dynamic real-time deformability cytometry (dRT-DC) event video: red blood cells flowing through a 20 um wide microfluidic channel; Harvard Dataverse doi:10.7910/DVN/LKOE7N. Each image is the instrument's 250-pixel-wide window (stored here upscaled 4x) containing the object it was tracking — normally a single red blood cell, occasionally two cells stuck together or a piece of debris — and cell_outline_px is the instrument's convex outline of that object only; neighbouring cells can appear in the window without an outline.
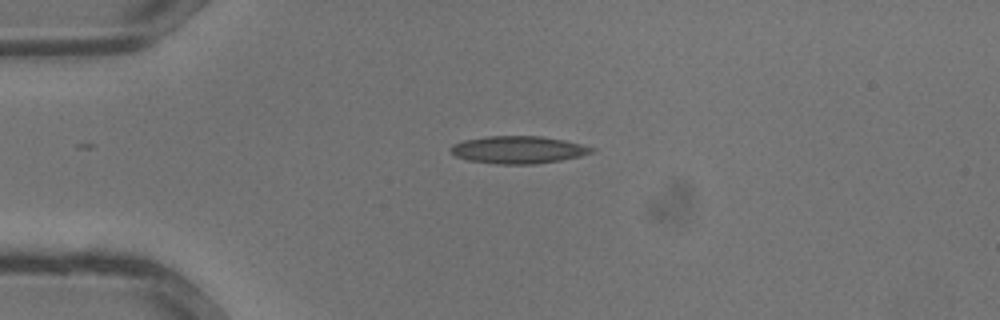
{"species": "common noctule bat (a hibernating species)", "species_latin": "Nyctalus noctula", "temperature_condition": "warm", "stored_images_in_passage": 26, "camera_frame_rate_fps": 3000, "um_per_image_px": 0.085, "animal": {"sex": "male", "body_mass_g": 13.3}, "frame": {"image": 1, "passage_image": 1, "time_ms": 0.0, "image_size_px": [1000, 320], "cell_outline_px": [[596, 148], [592, 152], [580, 156], [560, 160], [536, 164], [496, 164], [468, 160], [456, 156], [448, 148], [452, 144], [464, 140], [484, 136], [540, 136], [564, 140]], "centroid_in_image_um": [44.01, 12.73], "position_along_channel_um": 41.0, "area_um2": 22.54}}
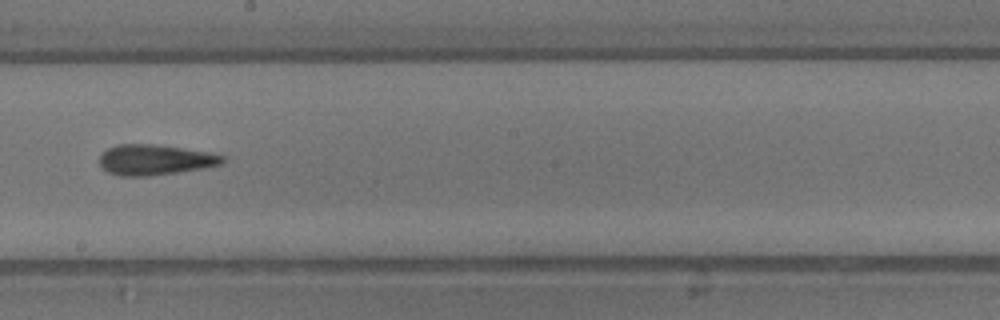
{"frame": {"image": 2, "passage_image": 12, "time_ms": 3.667, "image_size_px": [1000, 320], "cell_outline_px": [[228, 156], [224, 164], [204, 168], [148, 176], [120, 176], [108, 172], [100, 164], [100, 152], [116, 144], [156, 144], [212, 152]], "centroid_in_image_um": [13.23, 13.57], "position_along_channel_um": 235.0, "area_um2": 22.2}}
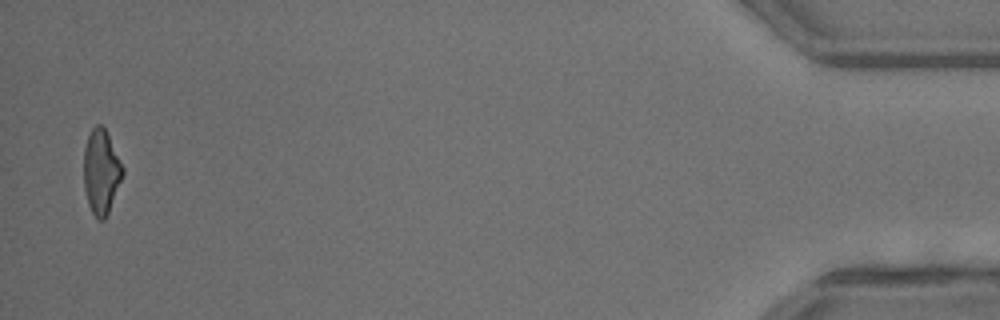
{"frame": {"image": 3, "passage_image": 26, "time_ms": 8.333, "image_size_px": [1000, 320], "cell_outline_px": [[124, 172], [108, 212], [104, 220], [96, 220], [88, 204], [84, 188], [84, 148], [88, 136], [92, 128], [96, 124], [100, 124], [104, 128], [124, 168]], "centroid_in_image_um": [8.58, 14.61], "position_along_channel_um": 426.6, "area_um2": 18.9}}